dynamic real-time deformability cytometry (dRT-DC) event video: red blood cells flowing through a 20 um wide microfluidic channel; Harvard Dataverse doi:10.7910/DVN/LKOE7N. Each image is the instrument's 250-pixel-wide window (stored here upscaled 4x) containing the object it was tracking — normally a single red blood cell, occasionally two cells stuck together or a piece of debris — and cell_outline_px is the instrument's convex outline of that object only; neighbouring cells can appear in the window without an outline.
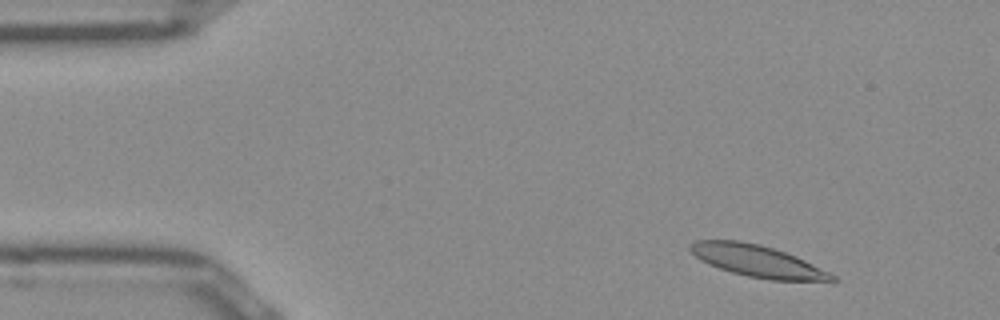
{"species": "Egyptian fruit bat (a non-hibernating species)", "species_latin": "Rousettus aegyptiacus", "temperature_condition": "room temperature", "stored_images_in_passage": 49, "camera_frame_rate_fps": 3000, "um_per_image_px": 0.085, "frame": {"image": 1, "passage_image": 4, "time_ms": 1.0, "image_size_px": [1000, 320], "cell_outline_px": [[840, 280], [768, 280], [748, 276], [732, 272], [708, 264], [700, 260], [688, 248], [696, 240], [740, 240], [760, 244], [796, 256], [836, 276]], "centroid_in_image_um": [64.34, 22.18], "position_along_channel_um": 20.7, "area_um2": 25.84}}
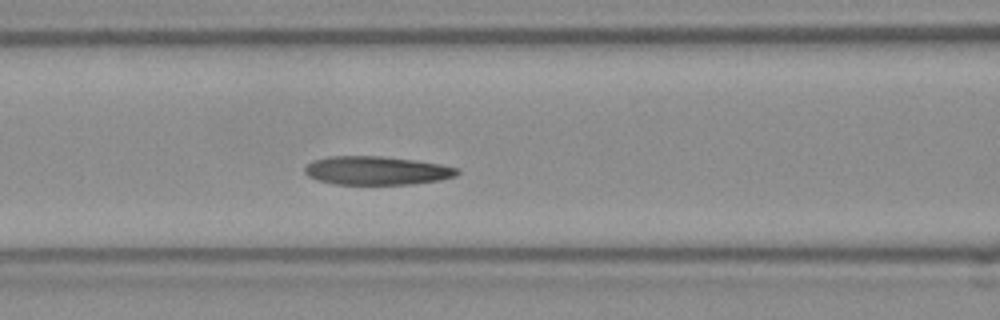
{"frame": {"image": 2, "passage_image": 19, "time_ms": 6.0, "image_size_px": [1000, 320], "cell_outline_px": [[460, 172], [456, 176], [440, 180], [412, 184], [332, 184], [316, 180], [308, 176], [304, 172], [304, 168], [312, 160], [328, 156], [380, 156], [416, 160], [440, 164], [460, 168]], "centroid_in_image_um": [32.01, 14.5], "position_along_channel_um": 134.6, "area_um2": 25.61}}
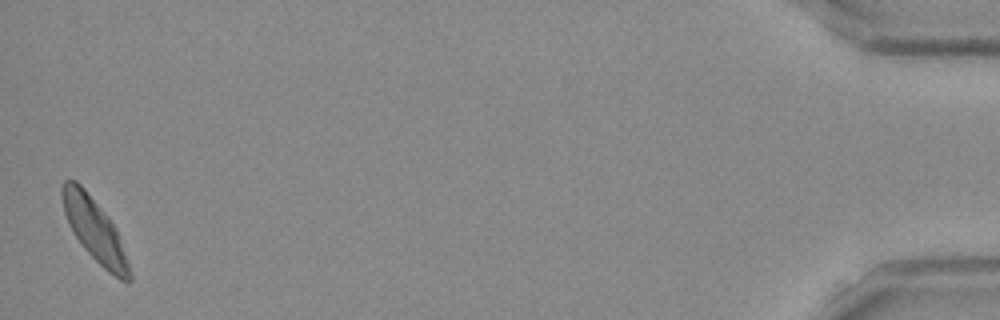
{"frame": {"image": 3, "passage_image": 49, "time_ms": 16.0, "image_size_px": [1000, 320], "cell_outline_px": [[132, 280], [128, 284], [120, 280], [108, 272], [84, 248], [76, 236], [64, 212], [60, 192], [60, 188], [64, 180], [76, 180], [84, 188], [104, 212], [112, 224], [120, 240], [132, 272]], "centroid_in_image_um": [8.05, 19.57], "position_along_channel_um": 427.2, "area_um2": 24.04}, "authors_computed_cell_mechanics": {"area_um2": 25.432, "velocity_mm_per_s": 3.883, "shape_relaxation_time_tau1_ms": 6.4013, "shape_relaxation_time_tau2_ms": 2.0207, "deformation_change_tau1": 0.1734, "deformation_change_tau2": 0.076}}